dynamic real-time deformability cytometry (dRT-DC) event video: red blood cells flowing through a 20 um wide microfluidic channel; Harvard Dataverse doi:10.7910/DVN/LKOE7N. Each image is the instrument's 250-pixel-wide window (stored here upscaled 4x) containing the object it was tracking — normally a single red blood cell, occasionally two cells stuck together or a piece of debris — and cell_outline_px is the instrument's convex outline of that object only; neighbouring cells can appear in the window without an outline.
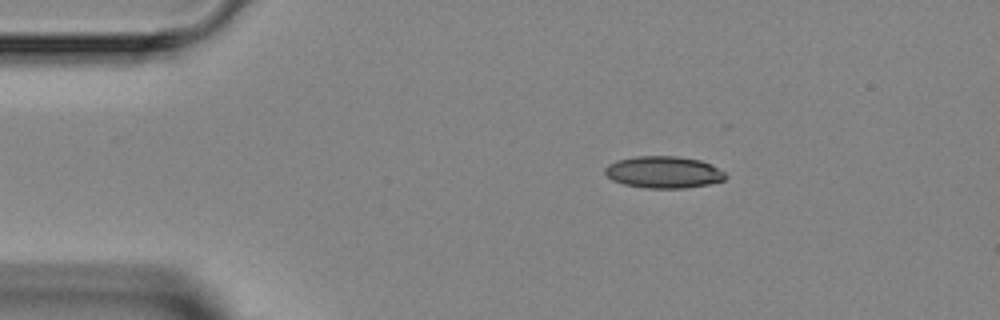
{"species": "Egyptian fruit bat (a non-hibernating species)", "species_latin": "Rousettus aegyptiacus", "temperature_condition": "room temperature", "stored_images_in_passage": 5, "camera_frame_rate_fps": 3000, "um_per_image_px": 0.085, "animal": {"sex": "female"}, "frame": {"image": 1, "passage_image": 1, "time_ms": 0.0, "image_size_px": [1000, 320], "cell_outline_px": [[728, 176], [724, 180], [708, 184], [684, 188], [648, 188], [624, 184], [612, 180], [604, 172], [604, 168], [608, 164], [616, 160], [636, 156], [676, 156], [700, 160], [712, 164], [724, 172]], "centroid_in_image_um": [56.4, 14.63], "position_along_channel_um": 28.6, "area_um2": 22.43}}
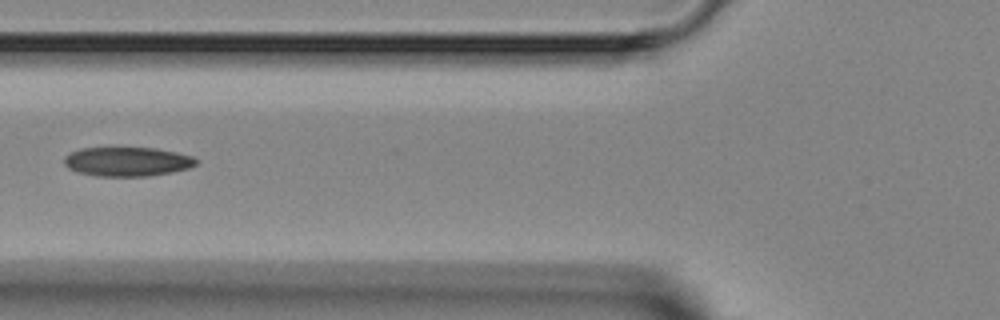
{"frame": {"image": 2, "passage_image": 4, "time_ms": 3.333, "image_size_px": [1000, 320], "cell_outline_px": [[196, 164], [188, 168], [172, 172], [148, 176], [96, 176], [76, 172], [68, 168], [64, 164], [64, 156], [80, 148], [156, 148], [176, 152], [192, 156], [196, 160]], "centroid_in_image_um": [10.78, 13.74], "position_along_channel_um": 115.0, "area_um2": 22.43}}
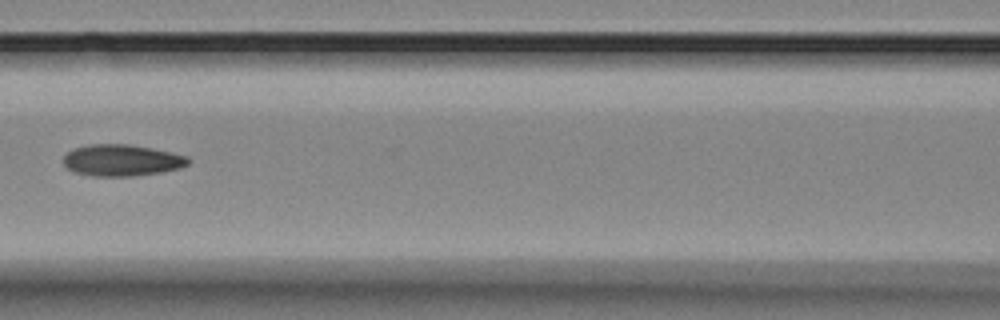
{"frame": {"image": 3, "passage_image": 5, "time_ms": 4.333, "image_size_px": [1000, 320], "cell_outline_px": [[192, 160], [188, 164], [180, 168], [164, 172], [132, 176], [92, 176], [72, 172], [64, 164], [64, 156], [68, 152], [76, 148], [92, 144], [128, 144], [152, 148], [188, 156]], "centroid_in_image_um": [10.38, 13.63], "position_along_channel_um": 156.2, "area_um2": 23.0}}